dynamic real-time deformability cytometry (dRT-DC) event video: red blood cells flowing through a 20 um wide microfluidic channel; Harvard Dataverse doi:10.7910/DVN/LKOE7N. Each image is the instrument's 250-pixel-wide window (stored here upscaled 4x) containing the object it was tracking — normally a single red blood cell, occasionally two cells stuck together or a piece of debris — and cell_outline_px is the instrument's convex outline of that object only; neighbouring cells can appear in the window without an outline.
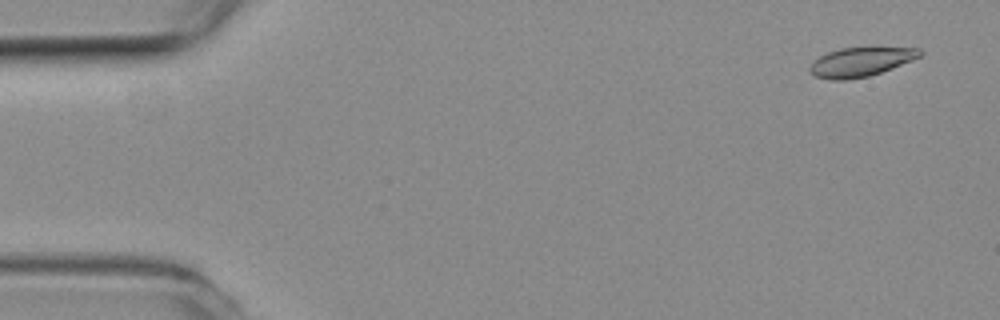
{"species": "common noctule bat (a hibernating species)", "species_latin": "Nyctalus noctula", "temperature_condition": "room temperature", "stored_images_in_passage": 10, "camera_frame_rate_fps": 3000, "um_per_image_px": 0.085, "animal": {"sex": "female", "body_mass_g": 19.3, "forearm_length_mm": 54.1}, "frame": {"image": 1, "passage_image": 3, "time_ms": 0.667, "image_size_px": [1000, 320], "cell_outline_px": [[924, 52], [920, 56], [912, 60], [892, 68], [868, 76], [848, 80], [832, 80], [816, 76], [808, 72], [808, 68], [820, 56], [828, 52], [840, 48], [920, 48]], "centroid_in_image_um": [73.14, 5.27], "position_along_channel_um": 11.9, "area_um2": 18.44}}